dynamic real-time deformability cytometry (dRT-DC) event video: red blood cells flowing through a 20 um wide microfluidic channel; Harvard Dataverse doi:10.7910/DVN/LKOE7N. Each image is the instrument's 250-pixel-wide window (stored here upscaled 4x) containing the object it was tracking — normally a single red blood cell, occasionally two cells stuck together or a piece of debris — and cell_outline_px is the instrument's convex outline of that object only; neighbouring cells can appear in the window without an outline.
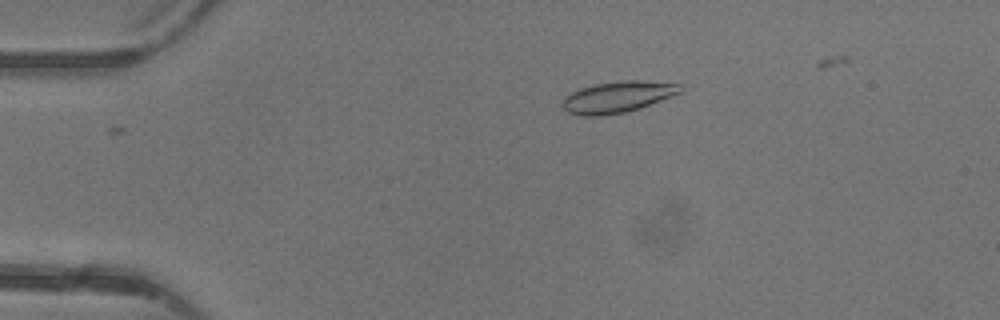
{"species": "common noctule bat (a hibernating species)", "species_latin": "Nyctalus noctula", "temperature_condition": "warm", "stored_images_in_passage": 4, "camera_frame_rate_fps": 3000, "um_per_image_px": 0.085, "animal": {"sex": "female"}, "frame": {"image": 1, "passage_image": 2, "time_ms": 1.333, "image_size_px": [1000, 320], "cell_outline_px": [[684, 88], [680, 92], [672, 96], [640, 108], [624, 112], [600, 116], [580, 116], [568, 112], [560, 104], [564, 96], [580, 88], [596, 84], [624, 80], [636, 80], [680, 84]], "centroid_in_image_um": [52.46, 8.25], "position_along_channel_um": 32.5, "area_um2": 21.44}}